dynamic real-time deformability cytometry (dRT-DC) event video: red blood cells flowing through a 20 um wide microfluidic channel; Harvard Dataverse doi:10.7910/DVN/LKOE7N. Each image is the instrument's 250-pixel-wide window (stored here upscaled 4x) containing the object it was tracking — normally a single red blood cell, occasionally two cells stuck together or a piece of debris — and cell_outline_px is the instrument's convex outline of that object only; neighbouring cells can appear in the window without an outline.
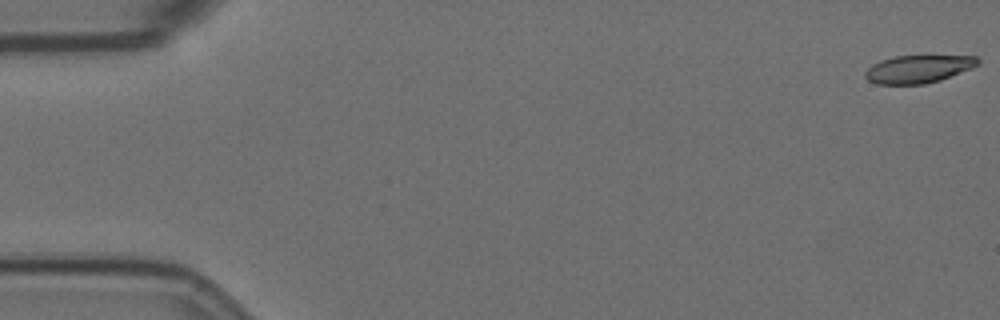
{"species": "Egyptian fruit bat (a non-hibernating species)", "species_latin": "Rousettus aegyptiacus", "temperature_condition": "room temperature", "stored_images_in_passage": 58, "camera_frame_rate_fps": 3000, "um_per_image_px": 0.085, "animal": {"sex": "female"}, "frame": {"image": 1, "passage_image": 1, "time_ms": 0.0, "image_size_px": [1000, 320], "cell_outline_px": [[980, 64], [972, 68], [940, 80], [924, 84], [876, 84], [868, 80], [864, 76], [864, 72], [872, 64], [880, 60], [896, 56], [976, 56], [980, 60]], "centroid_in_image_um": [78.04, 5.87], "position_along_channel_um": 7.0, "area_um2": 18.26}}
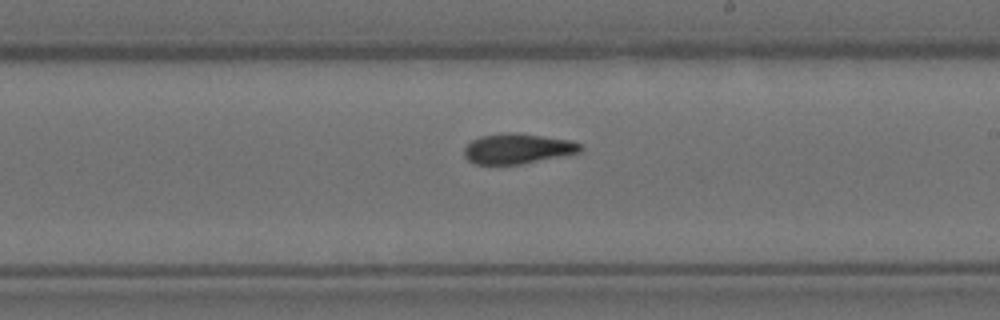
{"frame": {"image": 2, "passage_image": 33, "time_ms": 10.667, "image_size_px": [1000, 320], "cell_outline_px": [[584, 148], [580, 152], [520, 164], [476, 164], [468, 160], [464, 156], [464, 148], [472, 140], [480, 136], [508, 132], [520, 132], [572, 140], [580, 144]], "centroid_in_image_um": [44.0, 12.61], "position_along_channel_um": 245.0, "area_um2": 20.52}}
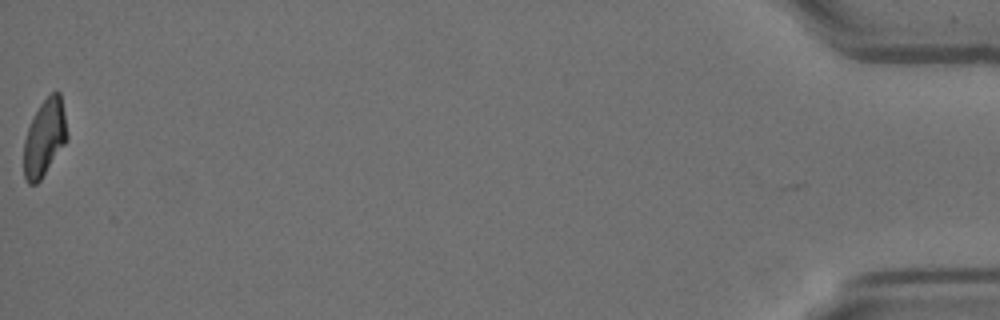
{"frame": {"image": 3, "passage_image": 57, "time_ms": 18.667, "image_size_px": [1000, 320], "cell_outline_px": [[68, 136], [64, 144], [40, 180], [36, 184], [28, 184], [24, 176], [24, 140], [28, 128], [40, 104], [52, 92], [60, 92], [64, 112]], "centroid_in_image_um": [3.78, 11.72], "position_along_channel_um": 431.4, "area_um2": 18.96}, "authors_computed_cell_mechanics": {"area_um2": 20.3167, "velocity_mm_per_s": 3.6044, "shape_relaxation_time_tau1_ms": null, "shape_relaxation_time_tau2_ms": 3.2662, "deformation_change_tau1": null, "deformation_change_tau2": 0.1036}}